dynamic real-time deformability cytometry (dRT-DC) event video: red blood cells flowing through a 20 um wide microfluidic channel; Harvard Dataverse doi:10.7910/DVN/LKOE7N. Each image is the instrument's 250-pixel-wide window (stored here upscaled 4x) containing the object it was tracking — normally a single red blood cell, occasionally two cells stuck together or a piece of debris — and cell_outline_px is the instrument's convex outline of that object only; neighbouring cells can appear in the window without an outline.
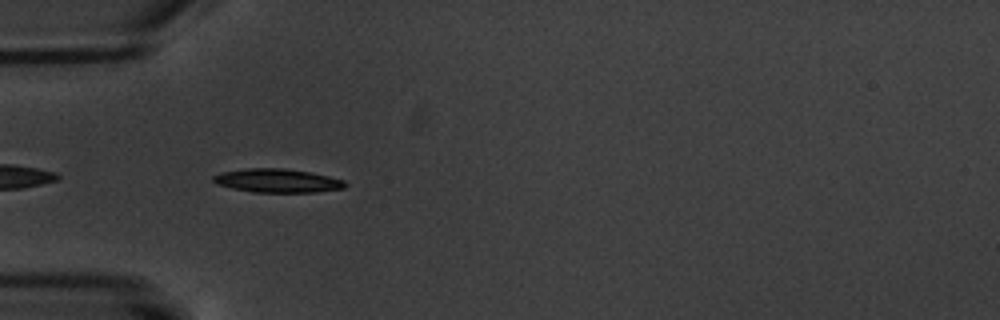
{"species": "common noctule bat (a hibernating species)", "species_latin": "Nyctalus noctula", "temperature_condition": "warm", "stored_images_in_passage": 7, "camera_frame_rate_fps": 3000, "um_per_image_px": 0.085, "animal": {"sex": "male", "body_mass_g": 20.1, "forearm_length_mm": 53.5}, "frame": {"image": 1, "passage_image": 5, "time_ms": 5.333, "image_size_px": [1000, 320], "cell_outline_px": [[348, 184], [344, 188], [316, 192], [252, 192], [232, 188], [216, 184], [212, 180], [212, 176], [220, 172], [244, 168], [284, 168], [308, 172], [328, 176], [344, 180]], "centroid_in_image_um": [23.54, 15.35], "position_along_channel_um": 61.5, "area_um2": 18.26}}